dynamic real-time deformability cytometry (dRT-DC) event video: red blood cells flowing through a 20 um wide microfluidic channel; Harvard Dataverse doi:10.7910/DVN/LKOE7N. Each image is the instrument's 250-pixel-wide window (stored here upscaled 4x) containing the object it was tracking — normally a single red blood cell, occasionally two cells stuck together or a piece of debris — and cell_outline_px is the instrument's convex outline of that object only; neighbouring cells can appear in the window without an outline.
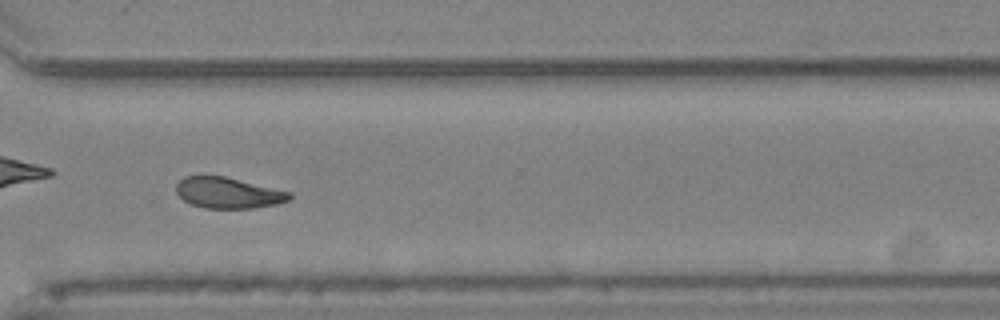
{"species": "Egyptian fruit bat (a non-hibernating species)", "species_latin": "Rousettus aegyptiacus", "temperature_condition": "cold", "stored_images_in_passage": 45, "camera_frame_rate_fps": 3000, "um_per_image_px": 0.085, "animal": {"sex": "female"}, "frame": {"image": 1, "passage_image": 32, "time_ms": 10.333, "image_size_px": [1000, 320], "cell_outline_px": [[292, 196], [288, 200], [276, 204], [252, 208], [204, 208], [192, 204], [184, 200], [176, 192], [176, 184], [184, 176], [224, 176], [292, 192]], "centroid_in_image_um": [19.39, 16.39], "position_along_channel_um": 351.2, "area_um2": 20.29}, "authors_computed_cell_mechanics": {"area_um2": 21.2704, "velocity_mm_per_s": 3.8802, "shape_relaxation_time_tau1_ms": 5.8474, "shape_relaxation_time_tau2_ms": null, "deformation_change_tau1": 0.1699, "deformation_change_tau2": null}}